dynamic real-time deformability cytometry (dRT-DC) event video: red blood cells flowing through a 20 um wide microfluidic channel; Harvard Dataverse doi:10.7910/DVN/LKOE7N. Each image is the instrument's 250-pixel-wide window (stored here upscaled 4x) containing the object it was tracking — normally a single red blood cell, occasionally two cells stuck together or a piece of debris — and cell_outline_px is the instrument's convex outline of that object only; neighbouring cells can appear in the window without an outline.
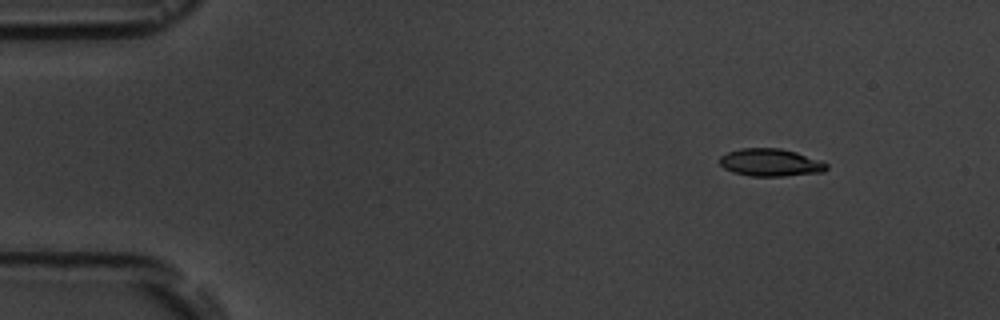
{"species": "common noctule bat (a hibernating species)", "species_latin": "Nyctalus noctula", "temperature_condition": "room temperature", "stored_images_in_passage": 5, "camera_frame_rate_fps": 3000, "um_per_image_px": 0.085, "animal": {"sex": "male", "body_mass_g": 19.5, "forearm_length_mm": 54.6}, "frame": {"image": 1, "passage_image": 2, "time_ms": 2.0, "image_size_px": [1000, 320], "cell_outline_px": [[828, 168], [824, 172], [784, 176], [748, 176], [732, 172], [724, 168], [720, 164], [720, 156], [728, 152], [740, 148], [780, 148], [796, 152], [824, 160], [828, 164]], "centroid_in_image_um": [65.53, 13.81], "position_along_channel_um": 19.5, "area_um2": 17.46}}
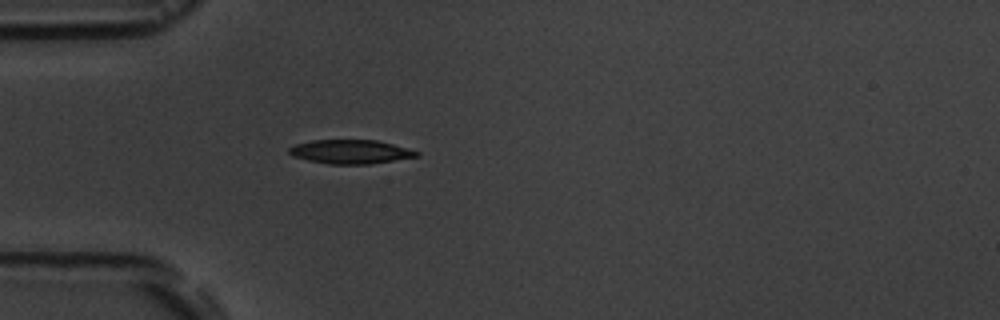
{"frame": {"image": 2, "passage_image": 5, "time_ms": 5.333, "image_size_px": [1000, 320], "cell_outline_px": [[420, 156], [372, 164], [328, 164], [308, 160], [292, 156], [288, 152], [288, 148], [296, 144], [312, 140], [376, 140], [392, 144], [420, 152]], "centroid_in_image_um": [29.79, 12.9], "position_along_channel_um": 55.2, "area_um2": 17.8}}